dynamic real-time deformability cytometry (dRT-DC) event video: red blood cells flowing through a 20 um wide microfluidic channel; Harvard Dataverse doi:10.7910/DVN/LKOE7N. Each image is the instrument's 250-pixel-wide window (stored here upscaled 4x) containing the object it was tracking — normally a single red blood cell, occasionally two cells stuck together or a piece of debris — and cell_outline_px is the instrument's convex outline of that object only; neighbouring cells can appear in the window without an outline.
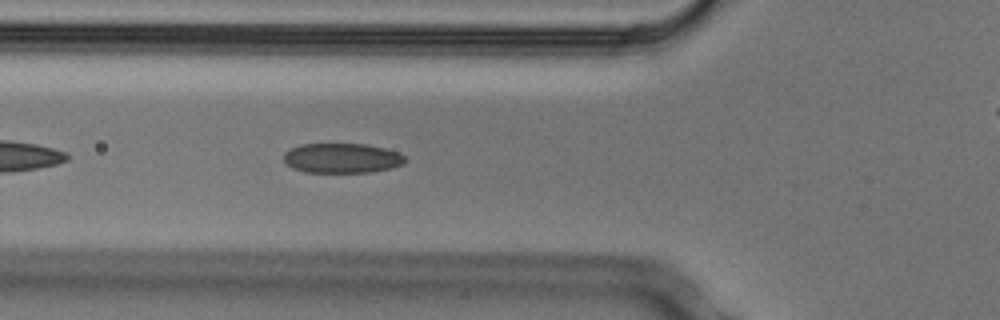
{"species": "Egyptian fruit bat (a non-hibernating species)", "species_latin": "Rousettus aegyptiacus", "temperature_condition": "cold", "stored_images_in_passage": 25, "camera_frame_rate_fps": 3000, "um_per_image_px": 0.085, "animal": {"sex": "male"}, "frame": {"image": 1, "passage_image": 5, "time_ms": 1.333, "image_size_px": [1000, 320], "cell_outline_px": [[408, 160], [404, 164], [392, 168], [368, 172], [304, 172], [292, 168], [284, 160], [284, 152], [300, 144], [364, 144], [384, 148], [396, 152], [404, 156]], "centroid_in_image_um": [29.07, 13.44], "position_along_channel_um": 96.7, "area_um2": 21.04}}
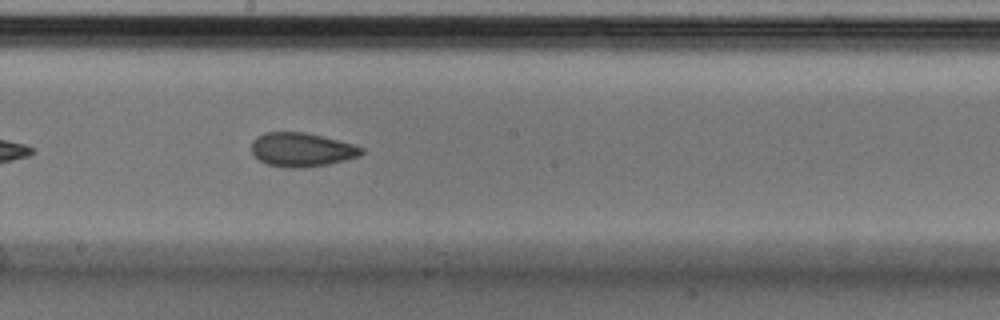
{"frame": {"image": 2, "passage_image": 15, "time_ms": 4.667, "image_size_px": [1000, 320], "cell_outline_px": [[364, 152], [360, 156], [328, 164], [304, 168], [296, 168], [268, 164], [260, 160], [252, 152], [252, 140], [256, 136], [264, 132], [304, 132], [352, 144], [364, 148]], "centroid_in_image_um": [25.64, 12.72], "position_along_channel_um": 222.6, "area_um2": 21.5}}
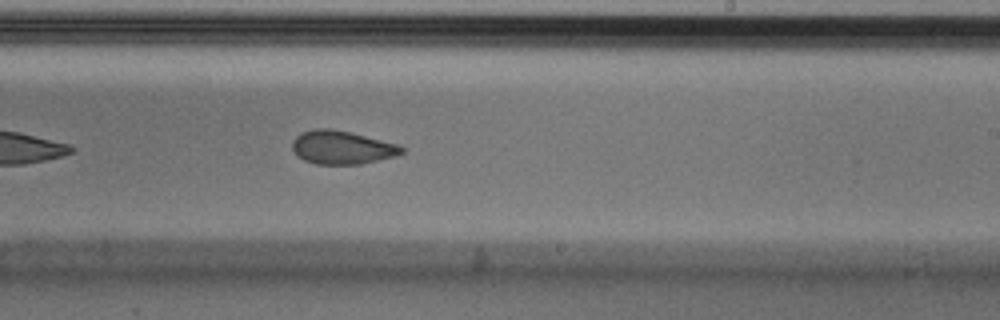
{"frame": {"image": 3, "passage_image": 18, "time_ms": 5.667, "image_size_px": [1000, 320], "cell_outline_px": [[404, 152], [396, 156], [360, 164], [316, 164], [304, 160], [296, 156], [292, 148], [292, 140], [300, 132], [316, 128], [328, 128], [352, 132], [400, 144], [404, 148]], "centroid_in_image_um": [29.06, 12.52], "position_along_channel_um": 259.9, "area_um2": 21.62}}